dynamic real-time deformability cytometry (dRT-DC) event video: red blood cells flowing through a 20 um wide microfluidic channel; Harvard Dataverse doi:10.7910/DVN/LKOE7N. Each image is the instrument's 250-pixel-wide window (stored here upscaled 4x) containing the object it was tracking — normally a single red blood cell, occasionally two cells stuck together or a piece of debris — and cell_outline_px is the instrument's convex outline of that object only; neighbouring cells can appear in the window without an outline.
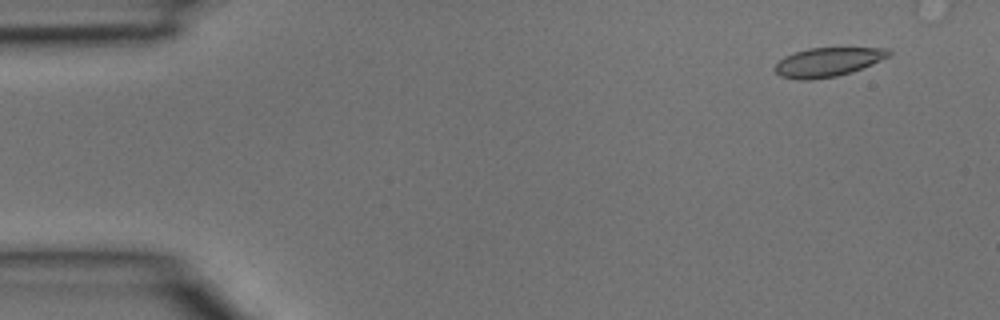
{"species": "common noctule bat (a hibernating species)", "species_latin": "Nyctalus noctula", "temperature_condition": "room temperature", "stored_images_in_passage": 33, "camera_frame_rate_fps": 3000, "um_per_image_px": 0.085, "animal": {"sex": "male", "body_mass_g": 15.6}, "frame": {"image": 1, "passage_image": 3, "time_ms": 0.667, "image_size_px": [1000, 320], "cell_outline_px": [[892, 52], [888, 56], [872, 64], [852, 72], [836, 76], [808, 80], [800, 80], [780, 76], [772, 68], [784, 56], [808, 48], [888, 48]], "centroid_in_image_um": [70.34, 5.28], "position_along_channel_um": 14.7, "area_um2": 19.13}}
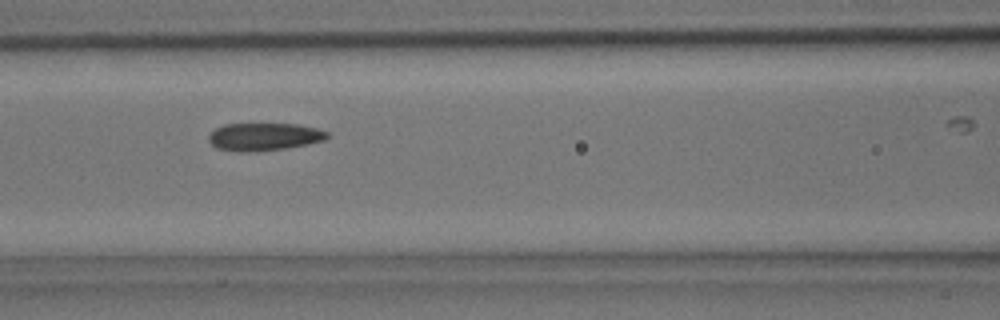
{"frame": {"image": 2, "passage_image": 17, "time_ms": 5.333, "image_size_px": [1000, 320], "cell_outline_px": [[332, 136], [324, 140], [308, 144], [288, 148], [256, 152], [236, 152], [216, 148], [208, 140], [208, 136], [216, 128], [224, 124], [296, 124], [316, 128], [328, 132]], "centroid_in_image_um": [22.46, 11.64], "position_along_channel_um": 144.1, "area_um2": 19.36}}
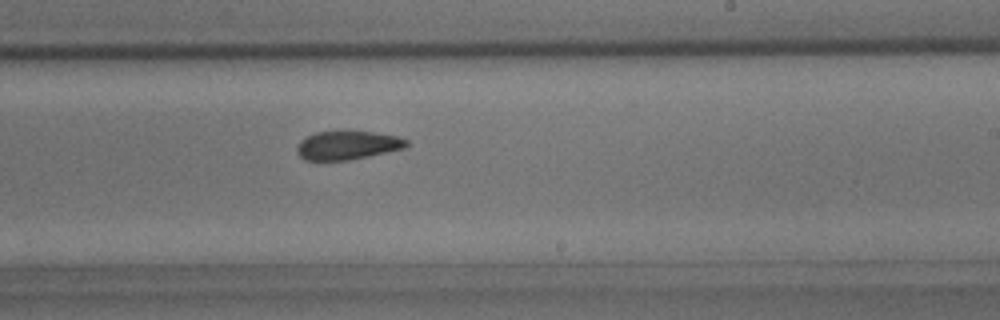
{"frame": {"image": 3, "passage_image": 24, "time_ms": 7.667, "image_size_px": [1000, 320], "cell_outline_px": [[408, 148], [348, 160], [304, 160], [300, 156], [296, 148], [300, 140], [316, 132], [372, 132], [400, 136], [408, 140]], "centroid_in_image_um": [29.59, 12.35], "position_along_channel_um": 259.4, "area_um2": 18.21}}